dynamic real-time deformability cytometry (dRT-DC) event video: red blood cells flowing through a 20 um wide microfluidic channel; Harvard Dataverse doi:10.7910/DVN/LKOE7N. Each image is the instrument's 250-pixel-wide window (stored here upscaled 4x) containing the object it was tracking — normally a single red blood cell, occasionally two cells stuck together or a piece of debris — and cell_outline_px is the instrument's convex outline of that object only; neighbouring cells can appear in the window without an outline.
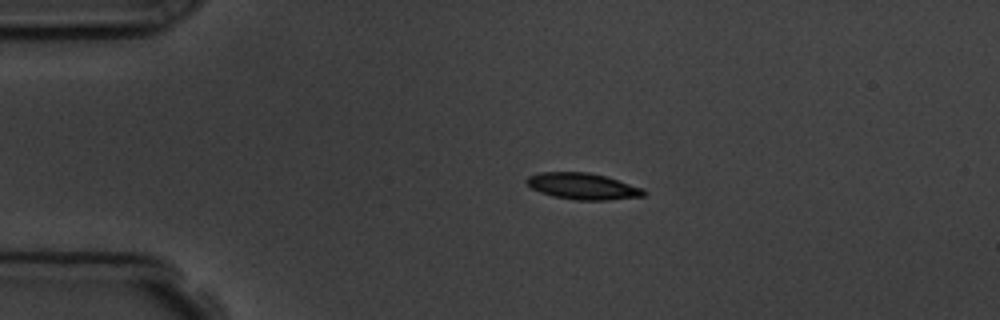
{"species": "common noctule bat (a hibernating species)", "species_latin": "Nyctalus noctula", "temperature_condition": "room temperature", "stored_images_in_passage": 3, "camera_frame_rate_fps": 3000, "um_per_image_px": 0.085, "animal": {"sex": "male", "body_mass_g": 19.5, "forearm_length_mm": 54.6}, "frame": {"image": 1, "passage_image": 2, "time_ms": 1.0, "image_size_px": [1000, 320], "cell_outline_px": [[648, 192], [644, 196], [608, 200], [576, 200], [552, 196], [540, 192], [532, 188], [524, 180], [528, 176], [540, 172], [588, 172], [604, 176], [644, 188]], "centroid_in_image_um": [49.54, 15.83], "position_along_channel_um": 35.5, "area_um2": 18.03}}
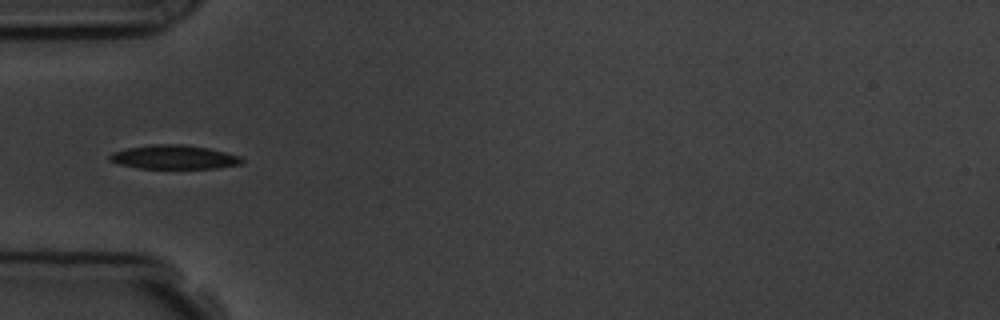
{"frame": {"image": 2, "passage_image": 3, "time_ms": 3.0, "image_size_px": [1000, 320], "cell_outline_px": [[244, 160], [240, 164], [216, 168], [140, 168], [120, 164], [108, 160], [108, 156], [112, 152], [128, 148], [152, 144], [184, 144], [208, 148], [240, 156]], "centroid_in_image_um": [14.77, 13.35], "position_along_channel_um": 70.2, "area_um2": 18.32}}